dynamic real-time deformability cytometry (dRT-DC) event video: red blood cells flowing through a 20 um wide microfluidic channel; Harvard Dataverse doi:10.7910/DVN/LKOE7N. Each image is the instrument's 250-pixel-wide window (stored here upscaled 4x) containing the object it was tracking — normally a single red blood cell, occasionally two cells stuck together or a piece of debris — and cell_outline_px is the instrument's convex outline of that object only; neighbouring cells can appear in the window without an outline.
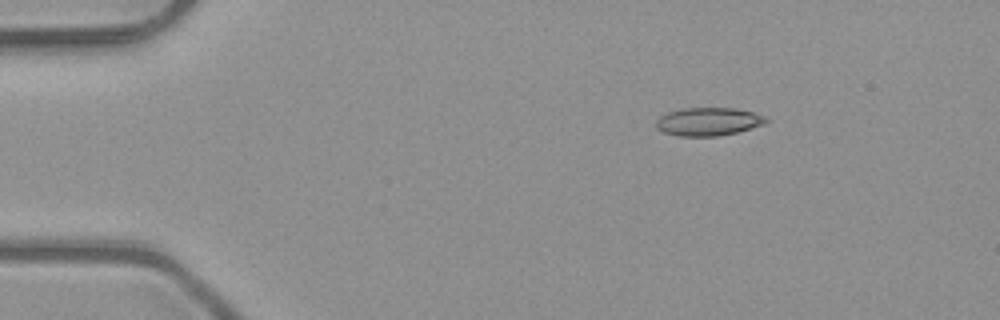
{"species": "common noctule bat (a hibernating species)", "species_latin": "Nyctalus noctula", "temperature_condition": "room temperature", "stored_images_in_passage": 3, "camera_frame_rate_fps": 3000, "um_per_image_px": 0.085, "animal": {"sex": "male", "body_mass_g": 23.1, "forearm_length_mm": 52.7}, "frame": {"image": 1, "passage_image": 1, "time_ms": 0.0, "image_size_px": [1000, 320], "cell_outline_px": [[772, 120], [764, 124], [736, 132], [716, 136], [680, 136], [664, 132], [656, 128], [656, 120], [660, 116], [668, 112], [680, 108], [732, 108], [752, 112], [768, 116]], "centroid_in_image_um": [60.23, 10.33], "position_along_channel_um": 24.8, "area_um2": 18.09}}